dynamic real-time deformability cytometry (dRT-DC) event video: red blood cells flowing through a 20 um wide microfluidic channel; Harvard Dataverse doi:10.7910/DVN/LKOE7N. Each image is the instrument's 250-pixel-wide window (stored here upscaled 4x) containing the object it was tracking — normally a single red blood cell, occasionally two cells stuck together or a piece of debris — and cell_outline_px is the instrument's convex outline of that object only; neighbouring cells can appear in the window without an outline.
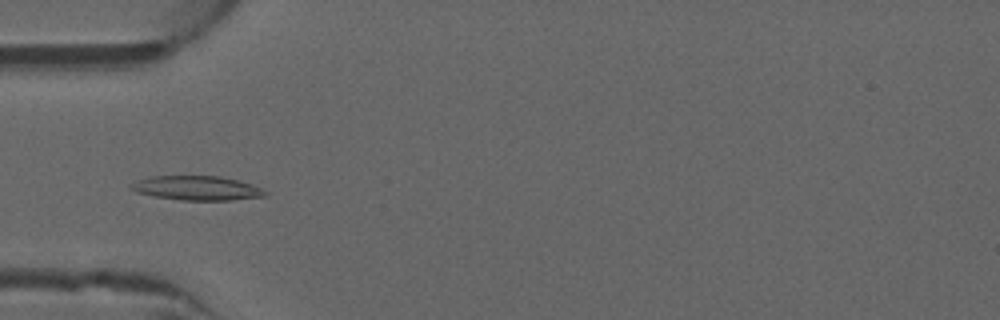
{"species": "common noctule bat (a hibernating species)", "species_latin": "Nyctalus noctula", "temperature_condition": "warm", "stored_images_in_passage": 51, "camera_frame_rate_fps": 3000, "um_per_image_px": 0.085, "animal": {"sex": "male", "forearm_length_mm": 52.5}, "frame": {"image": 1, "passage_image": 16, "time_ms": 5.0, "image_size_px": [1000, 320], "cell_outline_px": [[268, 192], [264, 196], [232, 200], [180, 200], [156, 196], [136, 192], [128, 188], [136, 180], [148, 176], [220, 176], [252, 184]], "centroid_in_image_um": [16.71, 15.98], "position_along_channel_um": 68.3, "area_um2": 18.9}}
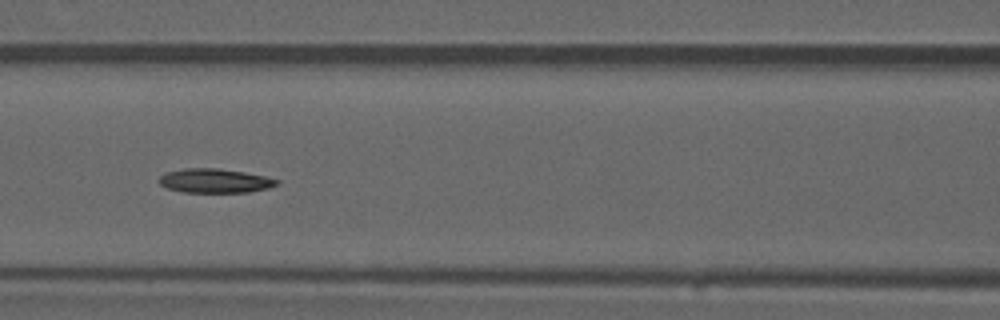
{"frame": {"image": 2, "passage_image": 22, "time_ms": 7.0, "image_size_px": [1000, 320], "cell_outline_px": [[280, 180], [276, 184], [268, 188], [248, 192], [180, 192], [168, 188], [160, 184], [160, 176], [168, 172], [184, 168], [216, 168], [244, 172], [264, 176]], "centroid_in_image_um": [18.25, 15.36], "position_along_channel_um": 148.3, "area_um2": 16.36}}
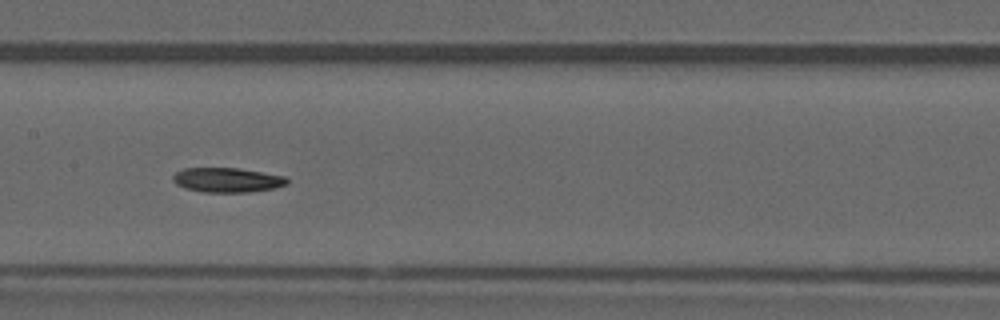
{"frame": {"image": 3, "passage_image": 25, "time_ms": 8.0, "image_size_px": [1000, 320], "cell_outline_px": [[288, 184], [272, 188], [248, 192], [200, 192], [184, 188], [176, 184], [172, 180], [172, 176], [176, 172], [184, 168], [240, 168], [284, 176], [288, 180]], "centroid_in_image_um": [19.27, 15.3], "position_along_channel_um": 188.1, "area_um2": 16.36}}